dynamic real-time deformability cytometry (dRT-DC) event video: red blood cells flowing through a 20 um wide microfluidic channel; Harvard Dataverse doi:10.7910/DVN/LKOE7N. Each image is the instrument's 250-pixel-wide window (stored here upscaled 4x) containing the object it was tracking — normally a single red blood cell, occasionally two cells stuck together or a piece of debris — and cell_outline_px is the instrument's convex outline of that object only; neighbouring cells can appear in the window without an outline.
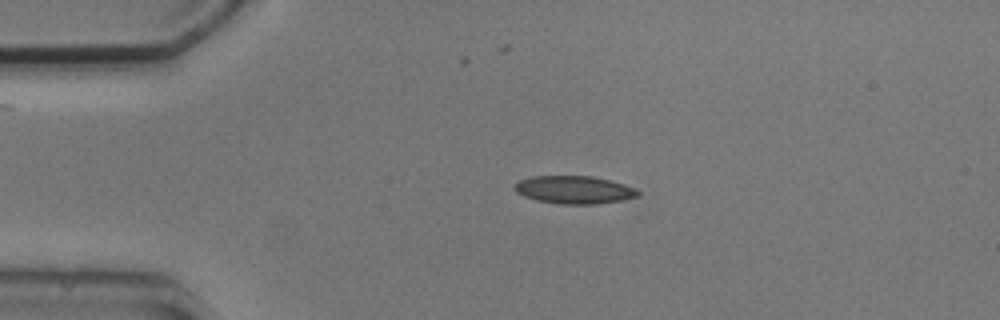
{"species": "common noctule bat (a hibernating species)", "species_latin": "Nyctalus noctula", "temperature_condition": "cold", "stored_images_in_passage": 4, "camera_frame_rate_fps": 3000, "um_per_image_px": 0.085, "animal": {"sex": "male", "body_mass_g": 20.5, "forearm_length_mm": 52.5}, "frame": {"image": 1, "passage_image": 3, "time_ms": 2.333, "image_size_px": [1000, 320], "cell_outline_px": [[640, 196], [620, 200], [596, 204], [560, 204], [536, 200], [524, 196], [516, 192], [516, 184], [520, 180], [532, 176], [592, 176], [624, 184], [640, 192]], "centroid_in_image_um": [48.8, 16.13], "position_along_channel_um": 36.2, "area_um2": 19.77}}